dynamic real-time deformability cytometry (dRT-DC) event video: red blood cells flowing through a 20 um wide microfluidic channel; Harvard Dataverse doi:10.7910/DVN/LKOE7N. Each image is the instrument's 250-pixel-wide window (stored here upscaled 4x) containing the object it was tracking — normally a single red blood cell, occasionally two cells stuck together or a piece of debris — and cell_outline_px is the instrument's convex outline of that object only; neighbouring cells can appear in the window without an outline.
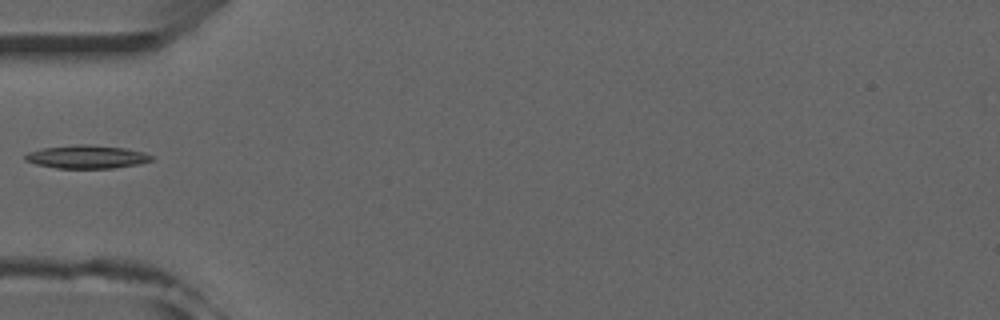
{"species": "common noctule bat (a hibernating species)", "species_latin": "Nyctalus noctula", "temperature_condition": "room temperature", "stored_images_in_passage": 33, "camera_frame_rate_fps": 3000, "um_per_image_px": 0.085, "animal": {"sex": "male", "forearm_length_mm": 52.5}, "frame": {"image": 1, "passage_image": 1, "time_ms": 0.0, "image_size_px": [1000, 320], "cell_outline_px": [[156, 156], [152, 160], [140, 164], [112, 168], [56, 168], [36, 164], [24, 160], [24, 156], [28, 152], [40, 148], [76, 144], [84, 144], [124, 148], [144, 152]], "centroid_in_image_um": [7.38, 13.33], "position_along_channel_um": 77.6, "area_um2": 17.22}}